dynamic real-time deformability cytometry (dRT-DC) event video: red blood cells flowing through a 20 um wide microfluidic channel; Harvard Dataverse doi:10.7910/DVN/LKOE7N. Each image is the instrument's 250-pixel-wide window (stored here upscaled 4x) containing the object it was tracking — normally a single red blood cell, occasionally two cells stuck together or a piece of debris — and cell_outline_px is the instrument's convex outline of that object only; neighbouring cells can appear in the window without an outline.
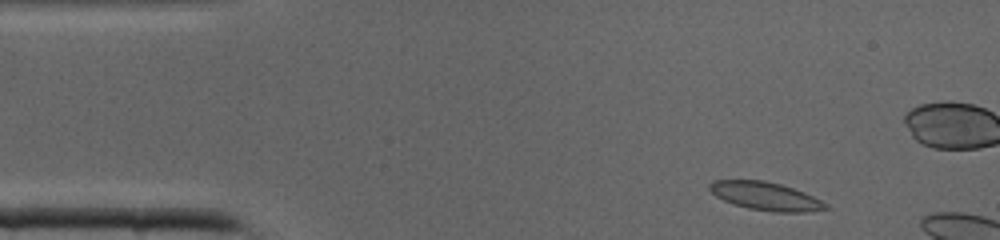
{"species": "common noctule bat (a hibernating species)", "species_latin": "Nyctalus noctula", "temperature_condition": "cold", "stored_images_in_passage": 7, "camera_frame_rate_fps": 3000, "um_per_image_px": 0.085, "animal": {"sex": "male", "body_mass_g": 19.0, "forearm_length_mm": 50.8}, "frame": {"image": 1, "passage_image": 3, "time_ms": 0.667, "image_size_px": [1000, 240], "cell_outline_px": [[832, 208], [804, 212], [772, 212], [748, 208], [732, 204], [716, 196], [708, 188], [708, 184], [712, 180], [764, 180], [780, 184], [804, 192], [828, 204]], "centroid_in_image_um": [65.07, 16.67], "position_along_channel_um": 19.9, "area_um2": 19.13}}